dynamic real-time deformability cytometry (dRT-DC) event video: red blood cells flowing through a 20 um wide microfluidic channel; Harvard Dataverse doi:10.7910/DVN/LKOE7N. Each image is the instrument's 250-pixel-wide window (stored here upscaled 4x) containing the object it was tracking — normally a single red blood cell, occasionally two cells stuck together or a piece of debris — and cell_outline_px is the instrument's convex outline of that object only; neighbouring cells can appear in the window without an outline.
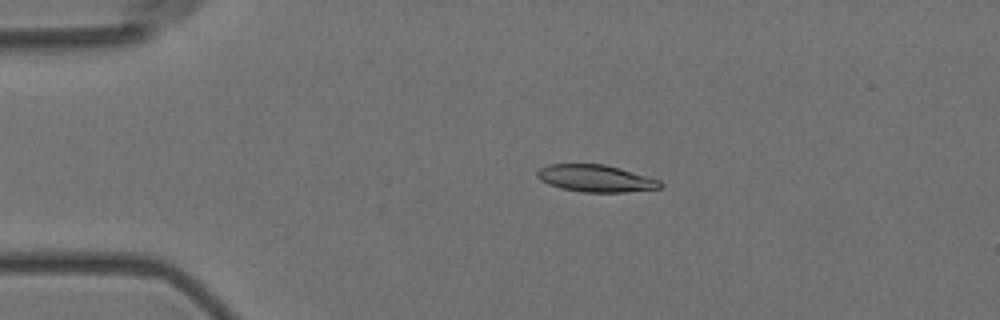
{"species": "Egyptian fruit bat (a non-hibernating species)", "species_latin": "Rousettus aegyptiacus", "temperature_condition": "room temperature", "stored_images_in_passage": 14, "camera_frame_rate_fps": 3000, "um_per_image_px": 0.085, "animal": {"sex": "female"}, "frame": {"image": 1, "passage_image": 3, "time_ms": 0.667, "image_size_px": [1000, 320], "cell_outline_px": [[664, 184], [660, 188], [624, 192], [584, 192], [560, 188], [548, 184], [540, 180], [536, 176], [536, 172], [540, 168], [548, 164], [604, 164], [620, 168], [660, 180]], "centroid_in_image_um": [50.61, 15.16], "position_along_channel_um": 34.4, "area_um2": 19.42}}
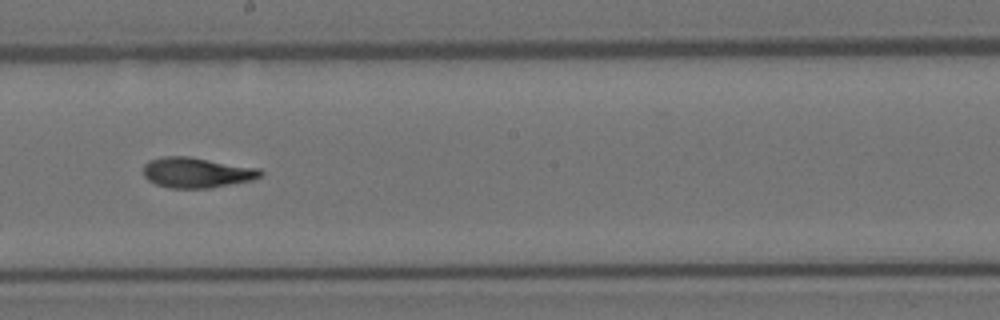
{"frame": {"image": 2, "passage_image": 8, "time_ms": 2.333, "image_size_px": [1000, 320], "cell_outline_px": [[264, 172], [260, 176], [252, 180], [208, 188], [168, 188], [156, 184], [148, 180], [144, 176], [144, 164], [148, 160], [164, 156], [188, 156], [260, 168]], "centroid_in_image_um": [16.7, 14.66], "position_along_channel_um": 231.5, "area_um2": 20.75}}
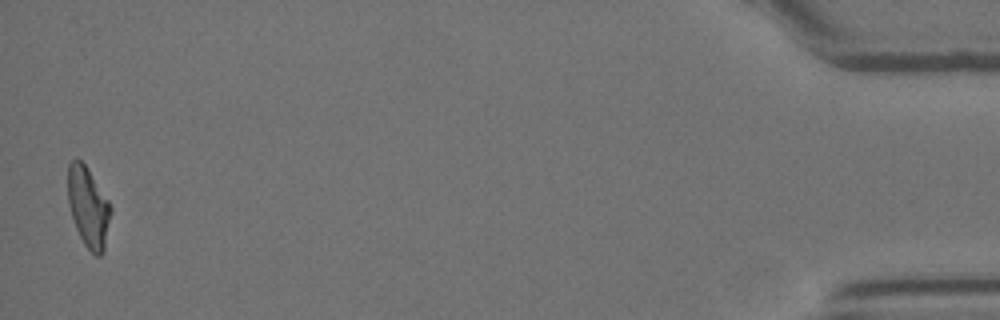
{"frame": {"image": 3, "passage_image": 14, "time_ms": 4.333, "image_size_px": [1000, 320], "cell_outline_px": [[112, 212], [104, 252], [100, 256], [96, 256], [84, 244], [76, 228], [68, 204], [68, 164], [72, 160], [80, 160], [84, 164], [108, 200], [112, 208]], "centroid_in_image_um": [7.52, 17.65], "position_along_channel_um": 427.7, "area_um2": 19.88}}